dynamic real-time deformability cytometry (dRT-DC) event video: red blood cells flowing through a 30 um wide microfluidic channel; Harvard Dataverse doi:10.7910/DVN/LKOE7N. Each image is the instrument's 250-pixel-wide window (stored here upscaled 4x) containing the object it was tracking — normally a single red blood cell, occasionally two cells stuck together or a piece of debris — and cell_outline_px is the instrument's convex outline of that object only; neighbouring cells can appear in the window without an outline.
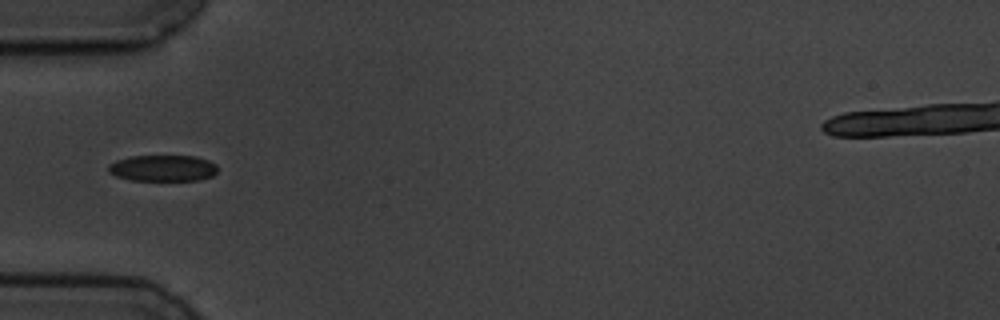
{"species": "common noctule bat (a hibernating species)", "species_latin": "Nyctalus noctula", "temperature_condition": "cold", "stored_images_in_passage": 3, "camera_frame_rate_fps": 3000, "um_per_image_px": 0.085, "animal": {"sex": "male", "body_mass_g": 19.5, "forearm_length_mm": 54.6}, "frame": {"image": 1, "passage_image": 3, "time_ms": 2.667, "image_size_px": [1000, 320], "cell_outline_px": [[216, 172], [212, 176], [200, 180], [128, 180], [116, 176], [108, 172], [108, 164], [116, 160], [132, 156], [196, 156], [208, 160], [216, 164]], "centroid_in_image_um": [13.82, 14.29], "position_along_channel_um": 71.2, "area_um2": 16.76}}